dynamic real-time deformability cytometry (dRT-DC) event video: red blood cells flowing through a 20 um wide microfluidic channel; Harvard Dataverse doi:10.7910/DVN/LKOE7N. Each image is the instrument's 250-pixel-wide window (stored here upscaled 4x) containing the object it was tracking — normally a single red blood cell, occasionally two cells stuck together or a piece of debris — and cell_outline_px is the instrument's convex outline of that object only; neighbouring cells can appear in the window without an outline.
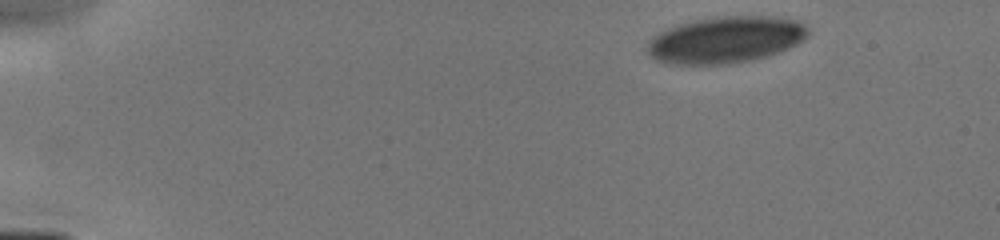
{"species": "human", "species_latin": "Homo sapiens", "temperature_condition": "cold", "stored_images_in_passage": 5, "camera_frame_rate_fps": 3000, "um_per_image_px": 0.085, "donor": {"sex": "male"}, "frame": {"image": 1, "passage_image": 1, "time_ms": 0.0, "image_size_px": [1000, 240], "cell_outline_px": [[808, 36], [804, 40], [780, 52], [768, 56], [752, 60], [732, 64], [668, 64], [656, 60], [648, 56], [648, 40], [652, 36], [676, 24], [692, 20], [716, 16], [768, 16], [796, 20], [804, 24], [808, 28]], "centroid_in_image_um": [61.66, 3.38], "position_along_channel_um": 23.3, "area_um2": 44.1}}
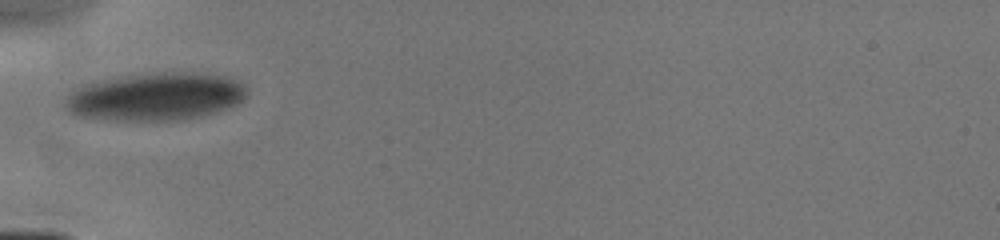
{"frame": {"image": 2, "passage_image": 5, "time_ms": 3.667, "image_size_px": [1000, 240], "cell_outline_px": [[248, 92], [244, 100], [236, 104], [216, 112], [204, 116], [184, 120], [112, 120], [76, 116], [68, 112], [64, 104], [68, 92], [72, 88], [84, 84], [100, 80], [124, 76], [160, 72], [192, 72], [224, 76], [236, 80], [244, 84]], "centroid_in_image_um": [13.2, 8.22], "position_along_channel_um": 71.8, "area_um2": 51.1}}